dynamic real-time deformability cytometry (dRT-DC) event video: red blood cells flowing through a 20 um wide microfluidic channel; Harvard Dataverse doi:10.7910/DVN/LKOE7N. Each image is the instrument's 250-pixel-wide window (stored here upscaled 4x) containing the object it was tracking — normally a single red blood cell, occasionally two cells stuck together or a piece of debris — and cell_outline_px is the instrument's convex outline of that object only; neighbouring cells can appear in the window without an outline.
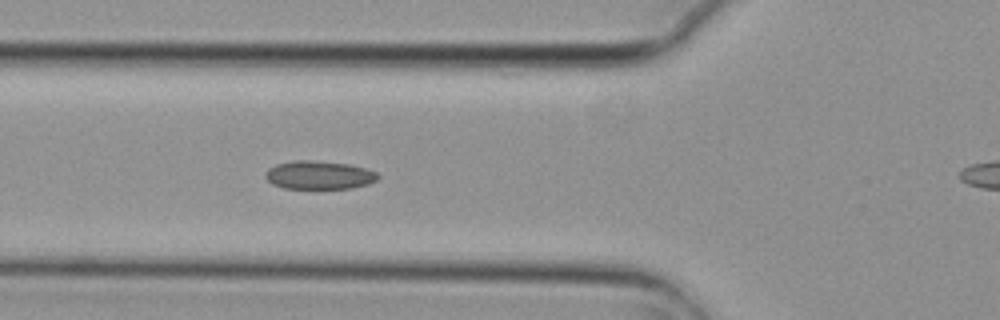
{"species": "common noctule bat (a hibernating species)", "species_latin": "Nyctalus noctula", "temperature_condition": "cold", "stored_images_in_passage": 6, "segment_of_instrument_passage": [1, 2], "camera_frame_rate_fps": 3000, "um_per_image_px": 0.085, "animal": {"sex": "female", "body_mass_g": 29.2, "forearm_length_mm": 56.3}, "frame": {"image": 1, "passage_image": 5, "time_ms": 1.333, "image_size_px": [1000, 320], "cell_outline_px": [[380, 176], [376, 180], [368, 184], [352, 188], [284, 188], [272, 184], [264, 176], [268, 168], [276, 164], [296, 160], [308, 160], [348, 164], [364, 168], [376, 172]], "centroid_in_image_um": [27.1, 14.88], "position_along_channel_um": 98.7, "area_um2": 18.44}}